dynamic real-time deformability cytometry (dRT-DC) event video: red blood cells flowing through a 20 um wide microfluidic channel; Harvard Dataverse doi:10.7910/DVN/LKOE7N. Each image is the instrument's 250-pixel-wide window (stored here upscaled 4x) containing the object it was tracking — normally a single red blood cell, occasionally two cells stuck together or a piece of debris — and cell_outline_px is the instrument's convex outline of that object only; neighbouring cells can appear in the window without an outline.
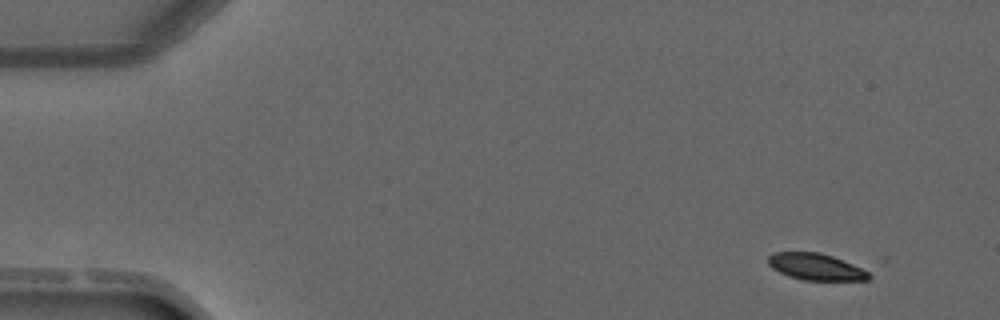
{"species": "common noctule bat (a hibernating species)", "species_latin": "Nyctalus noctula", "temperature_condition": "warm", "stored_images_in_passage": 4, "camera_frame_rate_fps": 3000, "um_per_image_px": 0.085, "animal": {"sex": "male", "forearm_length_mm": 52.5}, "frame": {"image": 1, "passage_image": 1, "time_ms": 0.0, "image_size_px": [1000, 320], "cell_outline_px": [[872, 276], [868, 280], [804, 280], [788, 276], [772, 268], [768, 264], [768, 256], [772, 252], [820, 252], [832, 256], [852, 264], [868, 272]], "centroid_in_image_um": [69.31, 22.67], "position_along_channel_um": 15.7, "area_um2": 15.55}}
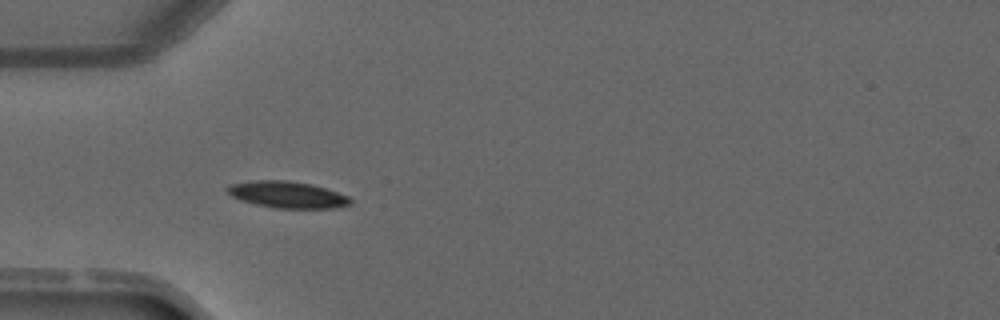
{"frame": {"image": 2, "passage_image": 4, "time_ms": 3.333, "image_size_px": [1000, 320], "cell_outline_px": [[352, 204], [336, 208], [276, 208], [256, 204], [240, 200], [232, 196], [224, 188], [232, 184], [252, 180], [288, 180], [312, 184], [348, 196], [352, 200]], "centroid_in_image_um": [24.42, 16.54], "position_along_channel_um": 60.6, "area_um2": 19.07}}